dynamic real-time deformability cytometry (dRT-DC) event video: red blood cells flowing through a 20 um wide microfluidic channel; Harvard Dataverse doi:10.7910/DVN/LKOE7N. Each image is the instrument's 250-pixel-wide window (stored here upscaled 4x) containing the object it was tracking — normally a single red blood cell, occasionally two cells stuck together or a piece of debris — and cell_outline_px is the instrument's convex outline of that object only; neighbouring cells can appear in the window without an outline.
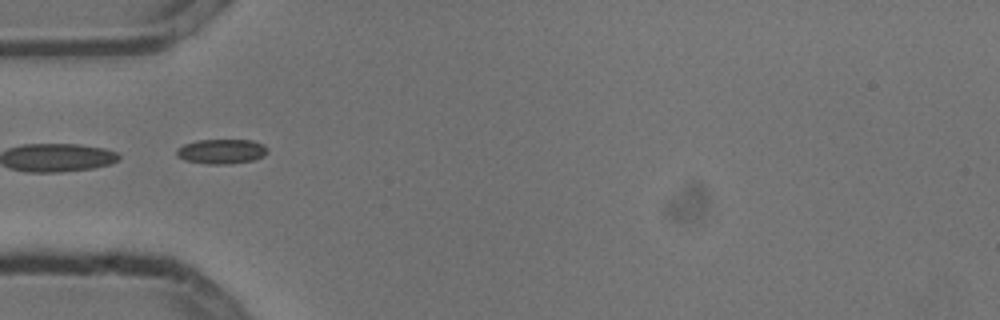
{"species": "common noctule bat (a hibernating species)", "species_latin": "Nyctalus noctula", "temperature_condition": "cold", "stored_images_in_passage": 8, "camera_frame_rate_fps": 3000, "um_per_image_px": 0.085, "animal": {"sex": "male", "body_mass_g": 13.3}, "frame": {"image": 1, "passage_image": 6, "time_ms": 1.667, "image_size_px": [1000, 320], "cell_outline_px": [[268, 152], [264, 156], [252, 160], [228, 164], [208, 164], [184, 160], [176, 156], [176, 148], [184, 144], [196, 140], [252, 140], [264, 144], [268, 148]], "centroid_in_image_um": [18.82, 12.86], "position_along_channel_um": 66.2, "area_um2": 13.24}}
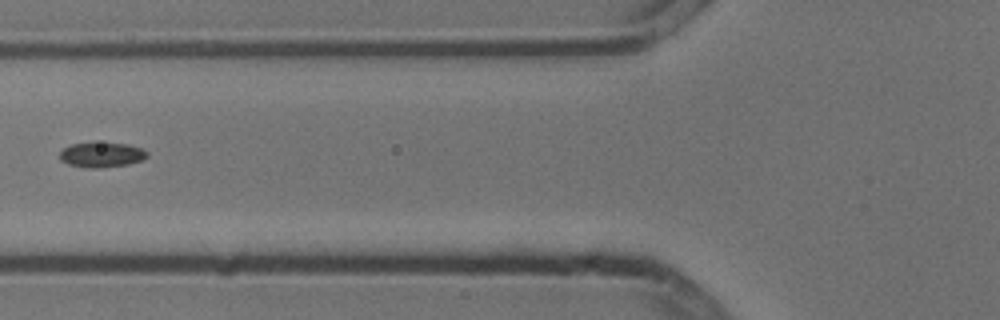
{"frame": {"image": 2, "passage_image": 7, "time_ms": 2.0, "image_size_px": [1000, 320], "cell_outline_px": [[148, 156], [140, 160], [128, 164], [96, 168], [88, 168], [68, 164], [60, 160], [60, 152], [64, 148], [72, 144], [92, 140], [128, 144], [140, 148], [148, 152]], "centroid_in_image_um": [8.6, 13.11], "position_along_channel_um": 117.2, "area_um2": 13.06}}
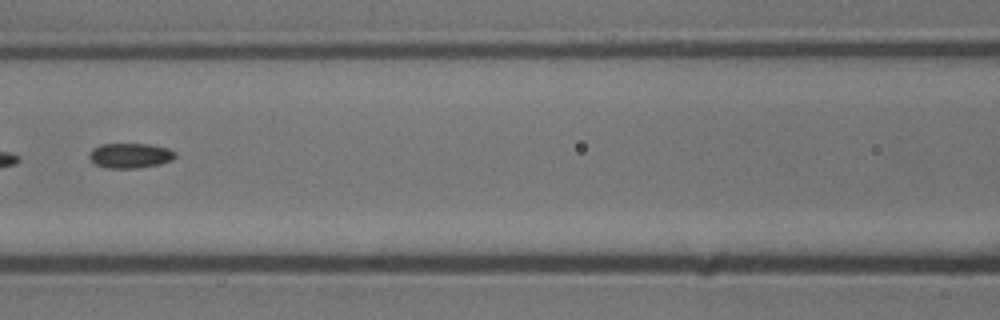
{"frame": {"image": 3, "passage_image": 8, "time_ms": 2.333, "image_size_px": [1000, 320], "cell_outline_px": [[176, 156], [172, 160], [160, 164], [136, 168], [108, 168], [96, 164], [88, 156], [92, 148], [100, 144], [148, 144], [168, 148], [176, 152]], "centroid_in_image_um": [11.08, 13.22], "position_along_channel_um": 155.5, "area_um2": 12.48}}